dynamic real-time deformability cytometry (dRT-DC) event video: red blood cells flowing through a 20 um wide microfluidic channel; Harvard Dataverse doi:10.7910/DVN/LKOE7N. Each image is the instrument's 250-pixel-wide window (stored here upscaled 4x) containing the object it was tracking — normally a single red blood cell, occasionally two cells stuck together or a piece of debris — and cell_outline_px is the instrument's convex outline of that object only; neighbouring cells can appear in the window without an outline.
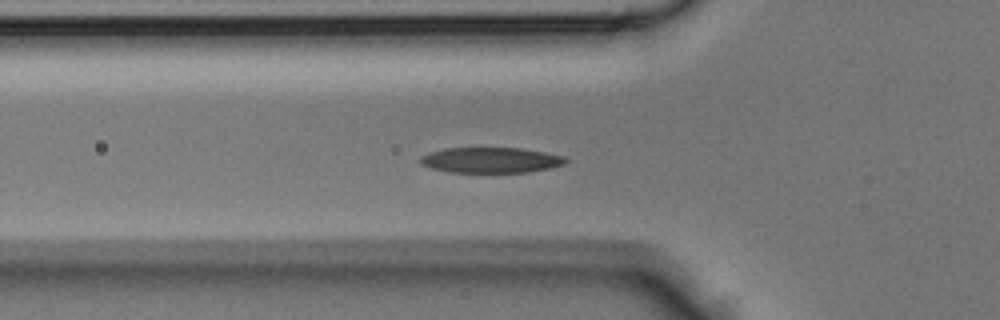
{"species": "Egyptian fruit bat (a non-hibernating species)", "species_latin": "Rousettus aegyptiacus", "temperature_condition": "room temperature", "stored_images_in_passage": 45, "camera_frame_rate_fps": 3000, "um_per_image_px": 0.085, "animal": {"sex": "male"}, "frame": {"image": 1, "passage_image": 15, "time_ms": 4.667, "image_size_px": [1000, 320], "cell_outline_px": [[568, 160], [564, 164], [552, 168], [528, 172], [448, 172], [432, 168], [420, 164], [420, 156], [428, 152], [444, 148], [520, 148], [544, 152], [564, 156]], "centroid_in_image_um": [41.7, 13.61], "position_along_channel_um": 84.1, "area_um2": 21.68}}
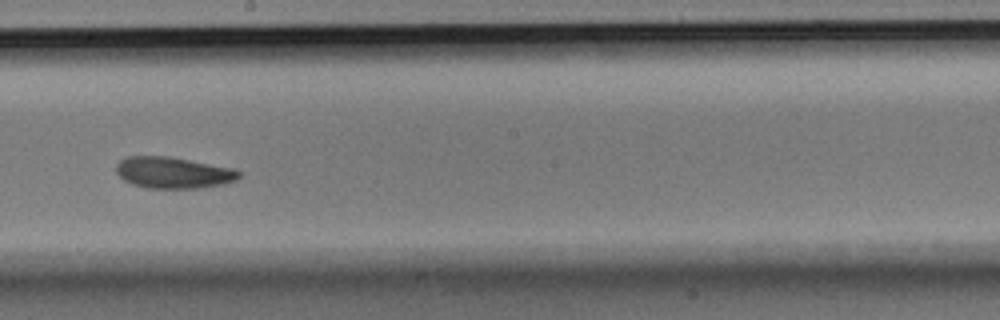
{"frame": {"image": 2, "passage_image": 25, "time_ms": 8.0, "image_size_px": [1000, 320], "cell_outline_px": [[240, 176], [236, 180], [224, 184], [200, 188], [148, 188], [132, 184], [124, 180], [116, 172], [116, 164], [120, 160], [128, 156], [168, 156], [236, 168], [240, 172]], "centroid_in_image_um": [14.75, 14.67], "position_along_channel_um": 233.5, "area_um2": 22.6}}
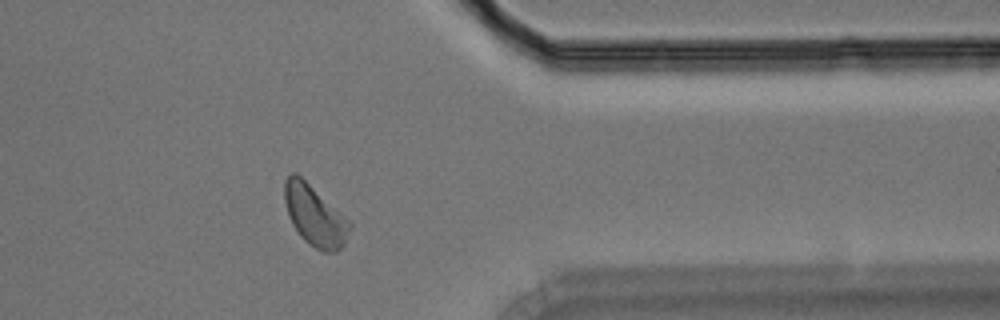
{"frame": {"image": 3, "passage_image": 36, "time_ms": 11.667, "image_size_px": [1000, 320], "cell_outline_px": [[352, 224], [344, 244], [336, 252], [324, 252], [308, 244], [300, 236], [292, 224], [288, 216], [284, 200], [284, 180], [292, 172], [296, 172], [340, 212]], "centroid_in_image_um": [26.72, 18.33], "position_along_channel_um": 384.7, "area_um2": 22.83}}